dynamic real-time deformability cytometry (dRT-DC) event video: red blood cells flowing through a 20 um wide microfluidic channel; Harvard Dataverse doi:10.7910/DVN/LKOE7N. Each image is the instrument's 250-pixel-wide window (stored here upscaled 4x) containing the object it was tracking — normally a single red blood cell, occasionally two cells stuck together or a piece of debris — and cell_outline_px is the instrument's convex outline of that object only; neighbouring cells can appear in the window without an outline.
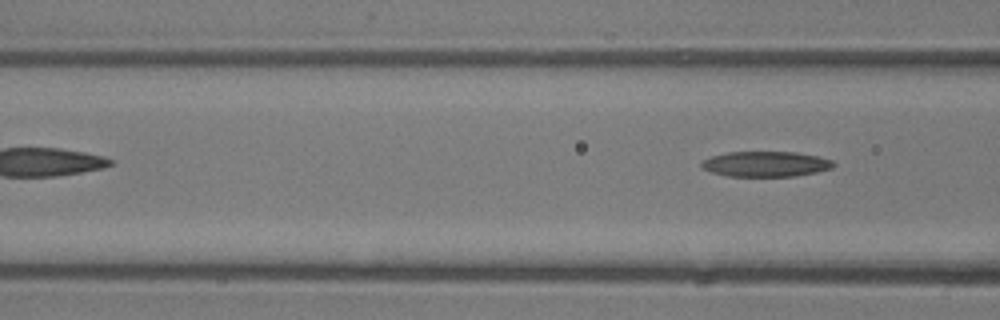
{"species": "common noctule bat (a hibernating species)", "species_latin": "Nyctalus noctula", "temperature_condition": "room temperature", "stored_images_in_passage": 3, "camera_frame_rate_fps": 3000, "um_per_image_px": 0.085, "animal": {"sex": "male", "body_mass_g": 13.3}, "frame": {"image": 1, "passage_image": 3, "time_ms": 0.667, "image_size_px": [1000, 320], "cell_outline_px": [[836, 164], [832, 168], [816, 172], [796, 176], [728, 176], [712, 172], [704, 168], [700, 164], [704, 160], [712, 156], [728, 152], [796, 152], [816, 156], [832, 160]], "centroid_in_image_um": [65.12, 13.94], "position_along_channel_um": 101.5, "area_um2": 19.31}}